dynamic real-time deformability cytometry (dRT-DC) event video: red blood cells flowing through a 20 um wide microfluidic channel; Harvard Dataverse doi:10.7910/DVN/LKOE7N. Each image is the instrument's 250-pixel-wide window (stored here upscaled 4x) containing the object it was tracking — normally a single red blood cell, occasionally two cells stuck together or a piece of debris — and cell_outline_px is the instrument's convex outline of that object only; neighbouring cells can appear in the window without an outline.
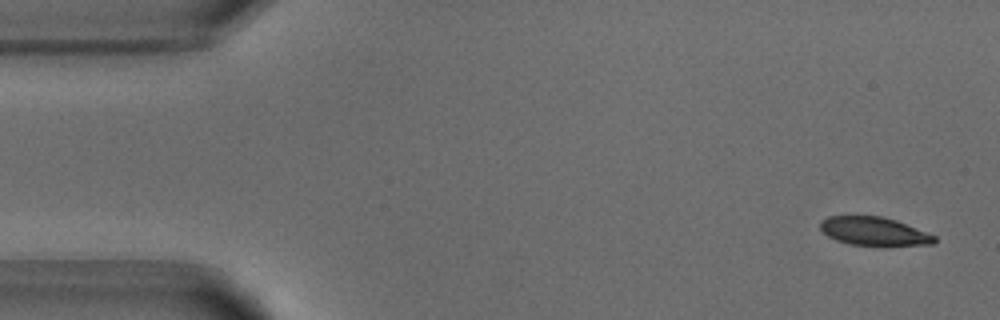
{"species": "common noctule bat (a hibernating species)", "species_latin": "Nyctalus noctula", "temperature_condition": "warm", "stored_images_in_passage": 51, "camera_frame_rate_fps": 3000, "um_per_image_px": 0.085, "animal": {"sex": "male", "body_mass_g": 18.8}, "frame": {"image": 1, "passage_image": 2, "time_ms": 0.333, "image_size_px": [1000, 320], "cell_outline_px": [[936, 240], [932, 244], [888, 248], [876, 248], [852, 244], [836, 240], [828, 236], [820, 228], [820, 220], [828, 216], [880, 216], [896, 220], [936, 236]], "centroid_in_image_um": [74.32, 19.71], "position_along_channel_um": 10.7, "area_um2": 19.65}}
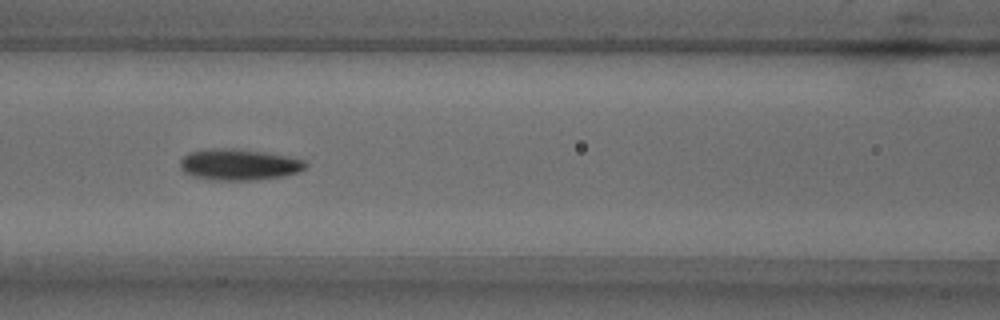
{"frame": {"image": 2, "passage_image": 21, "time_ms": 6.667, "image_size_px": [1000, 320], "cell_outline_px": [[308, 164], [300, 172], [284, 176], [256, 180], [212, 180], [192, 176], [184, 172], [180, 168], [180, 160], [188, 152], [212, 148], [236, 148], [264, 152], [288, 156], [304, 160]], "centroid_in_image_um": [20.31, 13.99], "position_along_channel_um": 146.3, "area_um2": 23.06}}
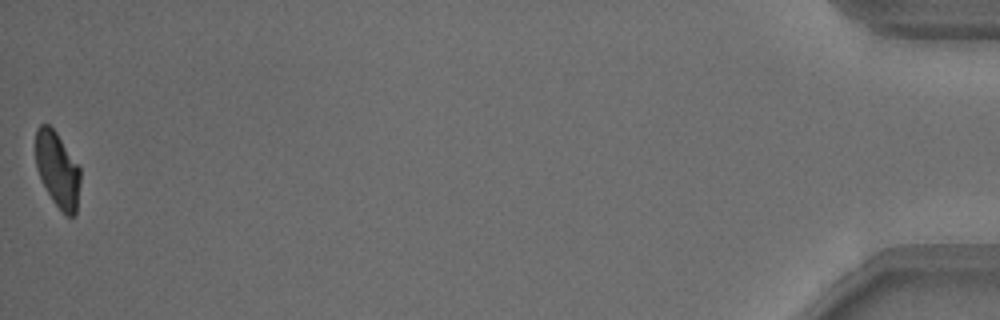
{"frame": {"image": 3, "passage_image": 51, "time_ms": 16.667, "image_size_px": [1000, 320], "cell_outline_px": [[80, 180], [76, 216], [68, 216], [52, 200], [40, 180], [36, 168], [36, 128], [40, 124], [48, 124], [56, 132], [80, 168]], "centroid_in_image_um": [4.88, 14.42], "position_along_channel_um": 430.3, "area_um2": 19.54}, "authors_computed_cell_mechanics": {"area_um2": 21.5016, "velocity_mm_per_s": 3.8629, "shape_relaxation_time_tau1_ms": 2.4037, "shape_relaxation_time_tau2_ms": 1.7715, "deformation_change_tau1": 0.1506, "deformation_change_tau2": 0.0794}}